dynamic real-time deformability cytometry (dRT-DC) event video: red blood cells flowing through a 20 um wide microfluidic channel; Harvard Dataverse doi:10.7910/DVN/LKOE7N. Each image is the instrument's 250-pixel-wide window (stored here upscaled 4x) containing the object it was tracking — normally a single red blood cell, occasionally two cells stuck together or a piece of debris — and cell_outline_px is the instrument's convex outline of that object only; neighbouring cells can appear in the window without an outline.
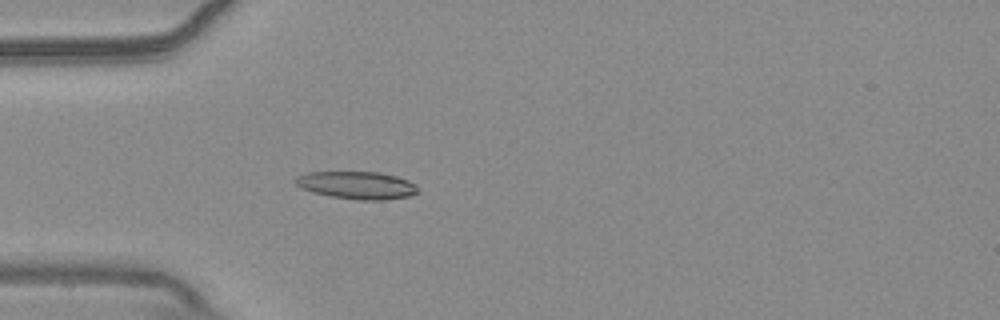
{"species": "common noctule bat (a hibernating species)", "species_latin": "Nyctalus noctula", "temperature_condition": "warm", "stored_images_in_passage": 56, "camera_frame_rate_fps": 3000, "um_per_image_px": 0.085, "animal": {"sex": "male", "body_mass_g": 20.4}, "frame": {"image": 1, "passage_image": 17, "time_ms": 5.333, "image_size_px": [1000, 320], "cell_outline_px": [[420, 192], [408, 196], [384, 200], [356, 200], [328, 196], [312, 192], [300, 188], [292, 180], [296, 176], [308, 172], [380, 172], [396, 176], [408, 180], [416, 184]], "centroid_in_image_um": [30.32, 15.74], "position_along_channel_um": 54.7, "area_um2": 20.0}}
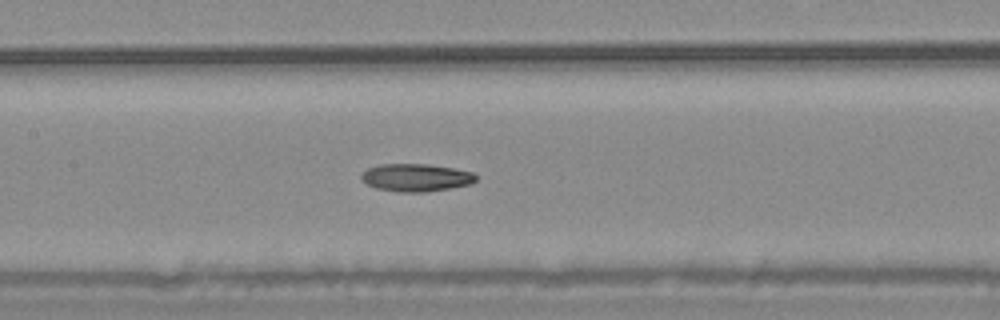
{"frame": {"image": 2, "passage_image": 27, "time_ms": 8.667, "image_size_px": [1000, 320], "cell_outline_px": [[476, 180], [472, 184], [424, 192], [396, 192], [376, 188], [360, 180], [360, 176], [368, 168], [380, 164], [428, 164], [452, 168], [472, 172], [476, 176]], "centroid_in_image_um": [35.33, 15.09], "position_along_channel_um": 172.1, "area_um2": 18.44}}
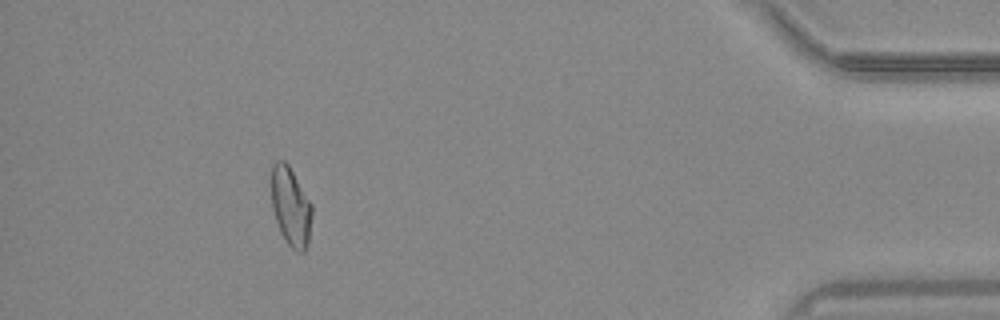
{"frame": {"image": 3, "passage_image": 51, "time_ms": 16.667, "image_size_px": [1000, 320], "cell_outline_px": [[312, 216], [308, 244], [304, 252], [296, 252], [284, 240], [280, 232], [272, 208], [272, 164], [276, 160], [284, 160], [288, 164], [312, 204]], "centroid_in_image_um": [24.72, 17.58], "position_along_channel_um": 410.5, "area_um2": 18.73}}